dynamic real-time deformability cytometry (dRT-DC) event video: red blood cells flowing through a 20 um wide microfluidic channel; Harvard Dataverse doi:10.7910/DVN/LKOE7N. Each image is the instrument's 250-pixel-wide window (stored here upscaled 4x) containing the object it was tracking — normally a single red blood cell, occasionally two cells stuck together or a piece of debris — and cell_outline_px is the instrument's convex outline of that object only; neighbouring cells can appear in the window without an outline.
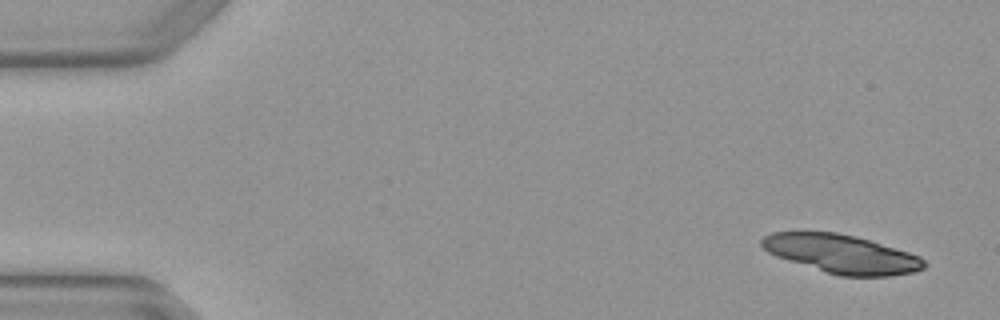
{"species": "Egyptian fruit bat (a non-hibernating species)", "species_latin": "Rousettus aegyptiacus", "temperature_condition": "warm", "stored_images_in_passage": 3, "camera_frame_rate_fps": 3000, "um_per_image_px": 0.085, "animal": {"sex": "female"}, "frame": {"image": 1, "passage_image": 1, "time_ms": 0.0, "image_size_px": [1000, 320], "cell_outline_px": [[928, 264], [924, 268], [912, 272], [888, 276], [840, 276], [788, 260], [776, 256], [768, 252], [760, 244], [760, 240], [764, 236], [772, 232], [836, 232], [856, 236], [908, 252], [920, 256]], "centroid_in_image_um": [71.53, 21.58], "position_along_channel_um": 13.5, "area_um2": 36.18}}